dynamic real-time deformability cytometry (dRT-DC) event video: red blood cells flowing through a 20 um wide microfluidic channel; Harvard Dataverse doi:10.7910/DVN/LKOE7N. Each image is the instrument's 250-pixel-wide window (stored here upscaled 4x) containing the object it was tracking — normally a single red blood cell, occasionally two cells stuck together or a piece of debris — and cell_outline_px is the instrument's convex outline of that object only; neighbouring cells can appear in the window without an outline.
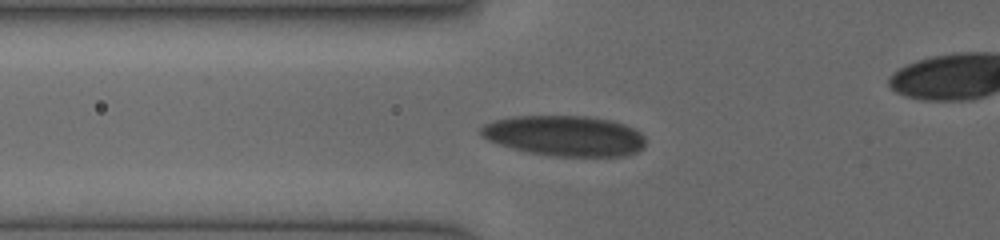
{"species": "human", "species_latin": "Homo sapiens", "temperature_condition": "cold", "stored_images_in_passage": 8, "camera_frame_rate_fps": 3000, "um_per_image_px": 0.085, "donor": {"sex": "female"}, "frame": {"image": 1, "passage_image": 6, "time_ms": 3.0, "image_size_px": [1000, 240], "cell_outline_px": [[644, 148], [636, 152], [624, 156], [552, 156], [528, 152], [512, 148], [488, 140], [480, 136], [480, 128], [484, 124], [492, 120], [512, 116], [588, 116], [612, 120], [624, 124], [640, 132], [644, 136]], "centroid_in_image_um": [47.98, 11.53], "position_along_channel_um": 77.8, "area_um2": 39.02}}
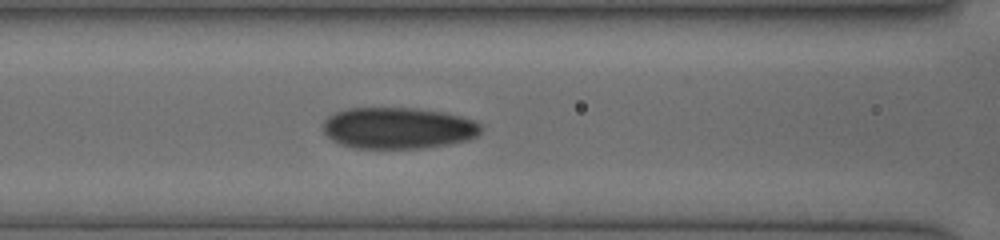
{"frame": {"image": 2, "passage_image": 8, "time_ms": 4.333, "image_size_px": [1000, 240], "cell_outline_px": [[480, 132], [476, 136], [468, 140], [448, 144], [424, 148], [352, 148], [340, 144], [332, 140], [324, 132], [324, 120], [328, 116], [336, 112], [348, 108], [412, 108], [444, 112], [460, 116], [472, 120], [480, 124]], "centroid_in_image_um": [33.82, 10.89], "position_along_channel_um": 132.8, "area_um2": 38.03}}